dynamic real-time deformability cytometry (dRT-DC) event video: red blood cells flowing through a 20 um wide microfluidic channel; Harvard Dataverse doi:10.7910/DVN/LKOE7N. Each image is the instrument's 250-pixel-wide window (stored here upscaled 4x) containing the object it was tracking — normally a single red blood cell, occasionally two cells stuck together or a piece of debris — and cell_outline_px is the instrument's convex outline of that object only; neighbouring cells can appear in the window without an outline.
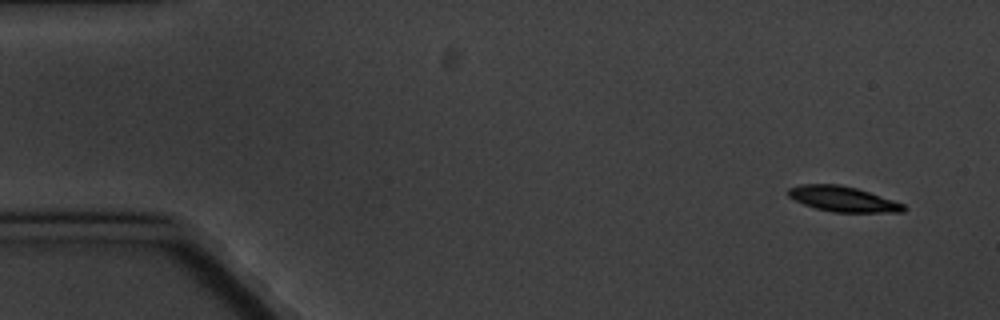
{"species": "common noctule bat (a hibernating species)", "species_latin": "Nyctalus noctula", "temperature_condition": "cold", "stored_images_in_passage": 5, "camera_frame_rate_fps": 3000, "um_per_image_px": 0.085, "animal": {"sex": "male", "body_mass_g": 20.1, "forearm_length_mm": 53.5}, "frame": {"image": 1, "passage_image": 1, "time_ms": 0.0, "image_size_px": [1000, 320], "cell_outline_px": [[908, 208], [904, 212], [832, 212], [816, 208], [804, 204], [788, 196], [788, 188], [800, 184], [840, 184], [856, 188], [904, 204]], "centroid_in_image_um": [71.64, 16.91], "position_along_channel_um": 13.4, "area_um2": 16.88}}